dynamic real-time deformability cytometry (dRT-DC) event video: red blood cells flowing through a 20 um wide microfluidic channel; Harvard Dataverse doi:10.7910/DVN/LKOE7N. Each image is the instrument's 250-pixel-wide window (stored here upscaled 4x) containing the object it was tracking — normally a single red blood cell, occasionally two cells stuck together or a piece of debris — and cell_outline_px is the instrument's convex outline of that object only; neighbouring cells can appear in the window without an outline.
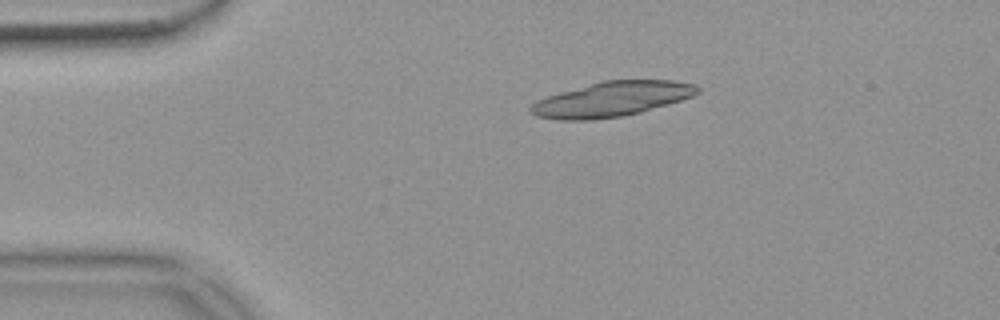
{"species": "common noctule bat (a hibernating species)", "species_latin": "Nyctalus noctula", "temperature_condition": "warm", "stored_images_in_passage": 45, "camera_frame_rate_fps": 3000, "um_per_image_px": 0.085, "animal": {"sex": "female", "body_mass_g": 18.4}, "frame": {"image": 1, "passage_image": 2, "time_ms": 0.333, "image_size_px": [1000, 320], "cell_outline_px": [[700, 92], [692, 96], [668, 104], [640, 112], [624, 116], [592, 120], [560, 120], [536, 116], [528, 112], [528, 108], [536, 100], [560, 92], [604, 80], [676, 80], [696, 84], [700, 88]], "centroid_in_image_um": [52.0, 8.43], "position_along_channel_um": 33.0, "area_um2": 33.93}}